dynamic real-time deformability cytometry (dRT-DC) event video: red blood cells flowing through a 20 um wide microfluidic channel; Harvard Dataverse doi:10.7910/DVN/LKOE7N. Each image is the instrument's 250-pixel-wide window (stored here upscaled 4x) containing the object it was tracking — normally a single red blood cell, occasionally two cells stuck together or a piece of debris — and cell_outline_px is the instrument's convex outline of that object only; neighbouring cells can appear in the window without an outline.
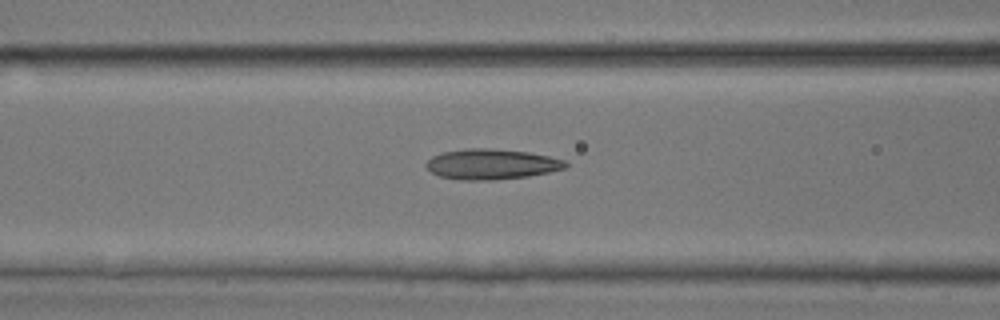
{"species": "common noctule bat (a hibernating species)", "species_latin": "Nyctalus noctula", "temperature_condition": "room temperature", "stored_images_in_passage": 35, "camera_frame_rate_fps": 3000, "um_per_image_px": 0.085, "animal": {"sex": "male", "body_mass_g": 17.9, "forearm_length_mm": 54.2}, "frame": {"image": 1, "passage_image": 20, "time_ms": 6.333, "image_size_px": [1000, 320], "cell_outline_px": [[568, 164], [564, 168], [548, 172], [528, 176], [492, 180], [464, 180], [440, 176], [432, 172], [424, 164], [432, 156], [444, 152], [468, 148], [492, 148], [528, 152], [548, 156], [564, 160]], "centroid_in_image_um": [41.76, 13.95], "position_along_channel_um": 124.8, "area_um2": 24.45}}
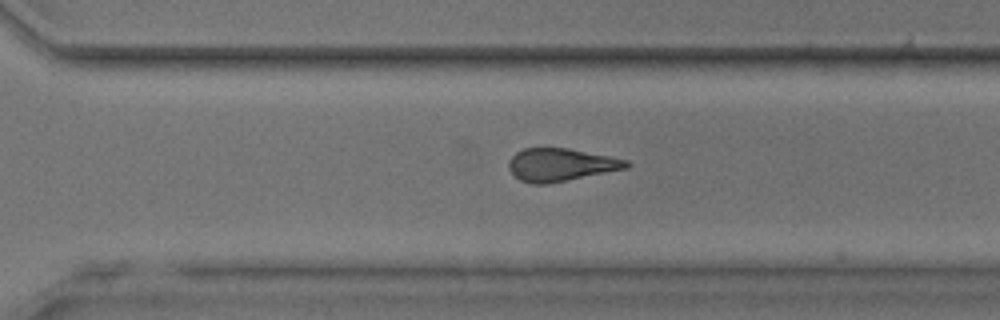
{"frame": {"image": 2, "passage_image": 34, "time_ms": 11.0, "image_size_px": [1000, 320], "cell_outline_px": [[632, 164], [628, 168], [544, 184], [532, 184], [520, 180], [508, 168], [508, 160], [516, 152], [524, 148], [568, 148], [612, 156], [628, 160]], "centroid_in_image_um": [47.68, 13.99], "position_along_channel_um": 322.9, "area_um2": 22.43}}